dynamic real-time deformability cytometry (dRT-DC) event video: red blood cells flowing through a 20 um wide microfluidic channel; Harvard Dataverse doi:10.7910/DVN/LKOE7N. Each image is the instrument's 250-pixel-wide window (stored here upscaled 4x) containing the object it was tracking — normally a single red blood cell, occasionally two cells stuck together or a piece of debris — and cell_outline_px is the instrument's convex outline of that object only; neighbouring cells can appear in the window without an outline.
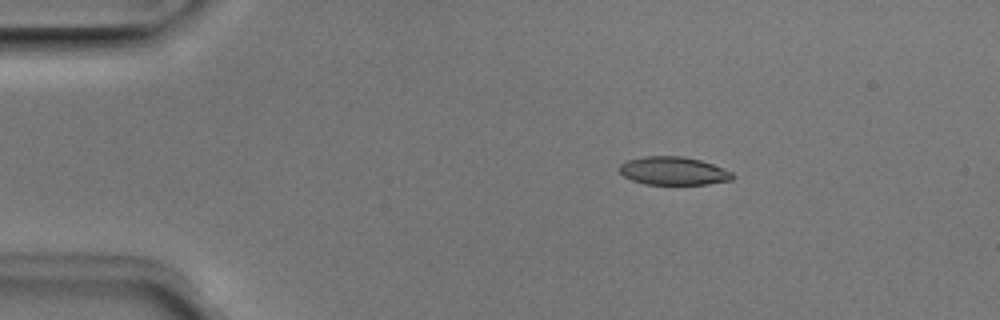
{"species": "Egyptian fruit bat (a non-hibernating species)", "species_latin": "Rousettus aegyptiacus", "temperature_condition": "room temperature", "stored_images_in_passage": 50, "camera_frame_rate_fps": 3000, "um_per_image_px": 0.085, "animal": {"sex": "male"}, "frame": {"image": 1, "passage_image": 8, "time_ms": 2.333, "image_size_px": [1000, 320], "cell_outline_px": [[736, 176], [732, 180], [708, 184], [644, 184], [632, 180], [624, 176], [620, 172], [620, 164], [628, 160], [644, 156], [684, 156], [700, 160], [712, 164], [732, 172]], "centroid_in_image_um": [57.26, 14.53], "position_along_channel_um": 27.7, "area_um2": 18.55}}
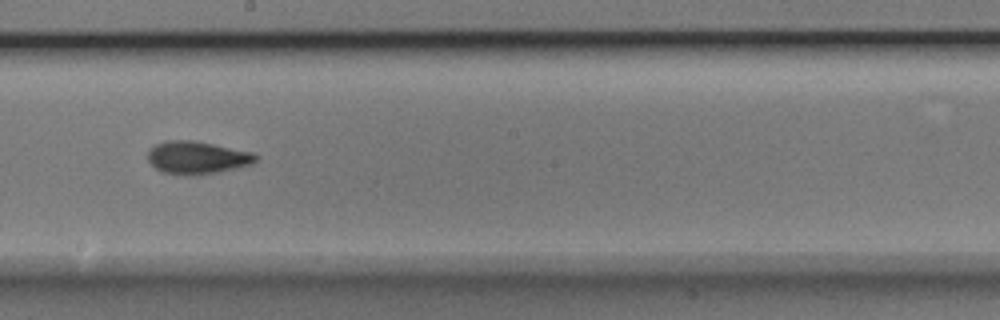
{"frame": {"image": 2, "passage_image": 28, "time_ms": 9.0, "image_size_px": [1000, 320], "cell_outline_px": [[260, 156], [252, 164], [236, 168], [196, 176], [184, 176], [164, 172], [156, 168], [148, 160], [148, 148], [164, 140], [192, 140], [252, 152]], "centroid_in_image_um": [16.74, 13.4], "position_along_channel_um": 231.5, "area_um2": 20.69}}
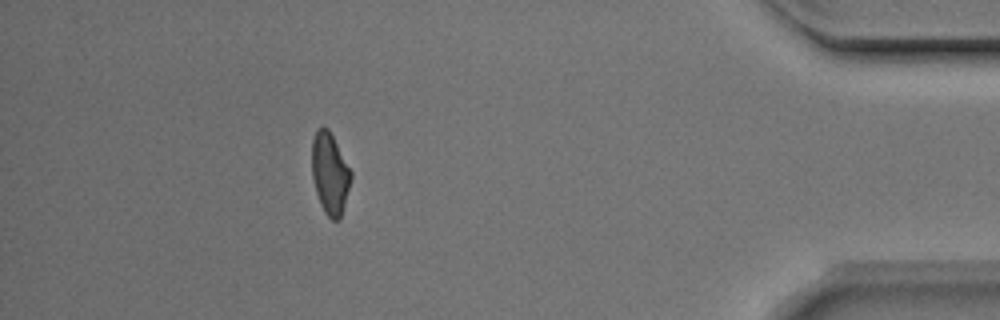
{"frame": {"image": 3, "passage_image": 45, "time_ms": 14.667, "image_size_px": [1000, 320], "cell_outline_px": [[352, 180], [340, 220], [332, 220], [324, 212], [320, 204], [316, 192], [312, 176], [312, 140], [316, 128], [328, 128], [352, 172]], "centroid_in_image_um": [28.05, 14.77], "position_along_channel_um": 407.2, "area_um2": 18.61}, "authors_computed_cell_mechanics": {"area_um2": 19.3052, "velocity_mm_per_s": 3.9902, "shape_relaxation_time_tau1_ms": 3.9899, "shape_relaxation_time_tau2_ms": 1.9657, "deformation_change_tau1": 0.1369, "deformation_change_tau2": 0.0763}}